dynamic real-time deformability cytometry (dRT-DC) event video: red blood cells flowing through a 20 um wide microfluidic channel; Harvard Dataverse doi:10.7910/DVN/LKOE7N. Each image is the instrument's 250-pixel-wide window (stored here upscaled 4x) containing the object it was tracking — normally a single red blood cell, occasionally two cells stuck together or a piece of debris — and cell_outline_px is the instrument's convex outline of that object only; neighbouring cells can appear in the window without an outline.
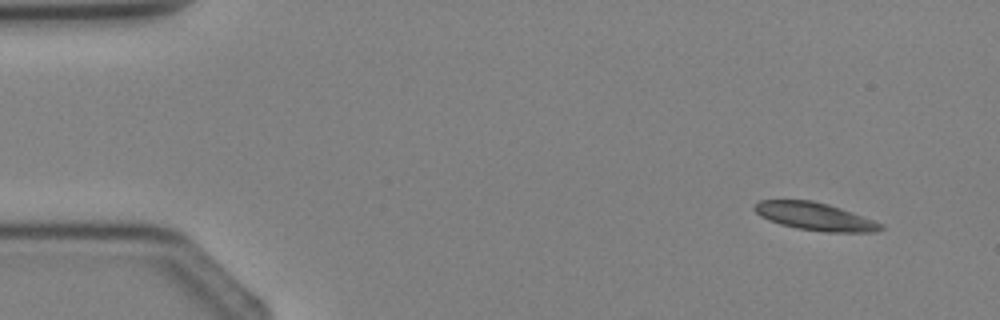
{"species": "Egyptian fruit bat (a non-hibernating species)", "species_latin": "Rousettus aegyptiacus", "temperature_condition": "cold", "stored_images_in_passage": 3, "camera_frame_rate_fps": 3000, "um_per_image_px": 0.085, "animal": {"sex": "female"}, "frame": {"image": 1, "passage_image": 1, "time_ms": 0.0, "image_size_px": [1000, 320], "cell_outline_px": [[884, 228], [876, 232], [824, 232], [796, 228], [780, 224], [768, 220], [760, 216], [752, 208], [752, 204], [760, 200], [812, 200], [828, 204], [852, 212], [884, 224]], "centroid_in_image_um": [69.25, 18.4], "position_along_channel_um": 15.8, "area_um2": 20.58}}
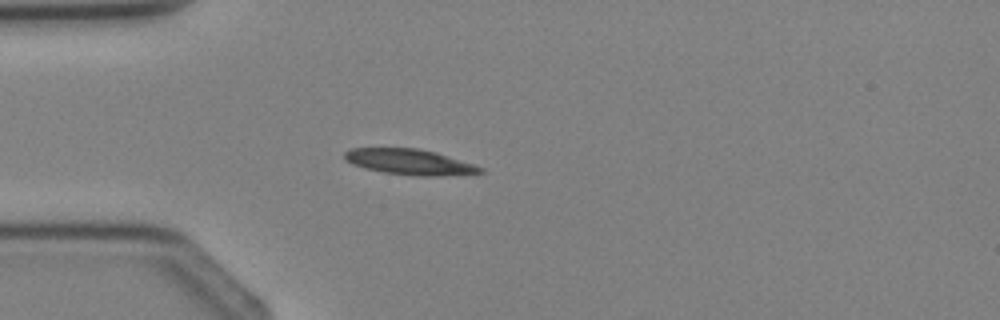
{"frame": {"image": 2, "passage_image": 3, "time_ms": 2.333, "image_size_px": [1000, 320], "cell_outline_px": [[484, 172], [440, 176], [416, 176], [384, 172], [364, 168], [352, 164], [344, 160], [344, 152], [352, 148], [420, 148], [436, 152], [484, 168]], "centroid_in_image_um": [34.78, 13.76], "position_along_channel_um": 50.2, "area_um2": 20.17}}